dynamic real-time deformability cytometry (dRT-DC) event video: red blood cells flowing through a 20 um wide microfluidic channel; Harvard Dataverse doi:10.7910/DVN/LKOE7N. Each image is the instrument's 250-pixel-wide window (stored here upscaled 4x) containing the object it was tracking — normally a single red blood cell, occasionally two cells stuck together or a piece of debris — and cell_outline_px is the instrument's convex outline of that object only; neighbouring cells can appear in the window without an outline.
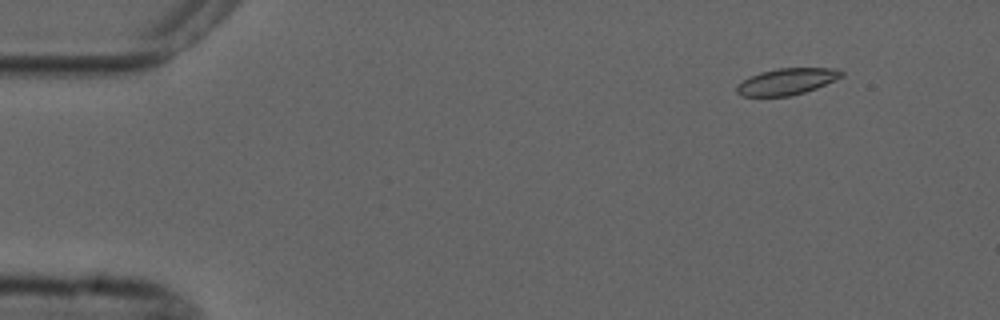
{"species": "common noctule bat (a hibernating species)", "species_latin": "Nyctalus noctula", "temperature_condition": "cold", "stored_images_in_passage": 4, "camera_frame_rate_fps": 3000, "um_per_image_px": 0.085, "animal": {"sex": "male", "forearm_length_mm": 52.5}, "frame": {"image": 1, "passage_image": 1, "time_ms": 0.0, "image_size_px": [1000, 320], "cell_outline_px": [[844, 76], [816, 88], [804, 92], [788, 96], [740, 96], [736, 92], [736, 84], [760, 72], [776, 68], [836, 68], [844, 72]], "centroid_in_image_um": [66.88, 6.92], "position_along_channel_um": 18.1, "area_um2": 16.13}}
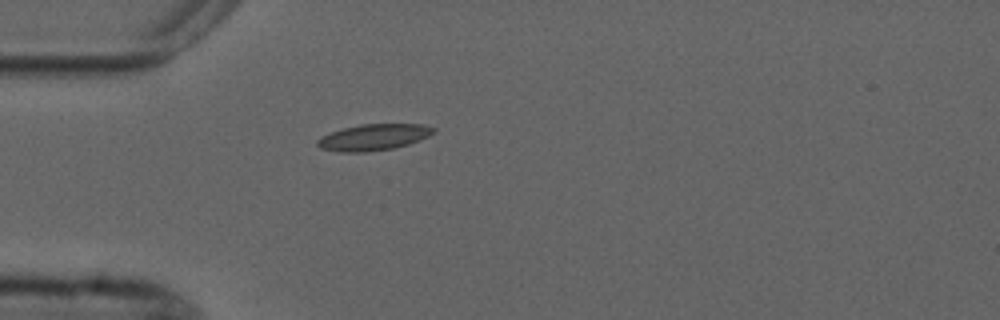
{"frame": {"image": 2, "passage_image": 4, "time_ms": 3.333, "image_size_px": [1000, 320], "cell_outline_px": [[436, 132], [420, 140], [408, 144], [392, 148], [364, 152], [340, 152], [320, 148], [316, 144], [316, 140], [320, 136], [344, 128], [360, 124], [424, 124], [436, 128]], "centroid_in_image_um": [31.76, 11.66], "position_along_channel_um": 53.2, "area_um2": 17.8}}